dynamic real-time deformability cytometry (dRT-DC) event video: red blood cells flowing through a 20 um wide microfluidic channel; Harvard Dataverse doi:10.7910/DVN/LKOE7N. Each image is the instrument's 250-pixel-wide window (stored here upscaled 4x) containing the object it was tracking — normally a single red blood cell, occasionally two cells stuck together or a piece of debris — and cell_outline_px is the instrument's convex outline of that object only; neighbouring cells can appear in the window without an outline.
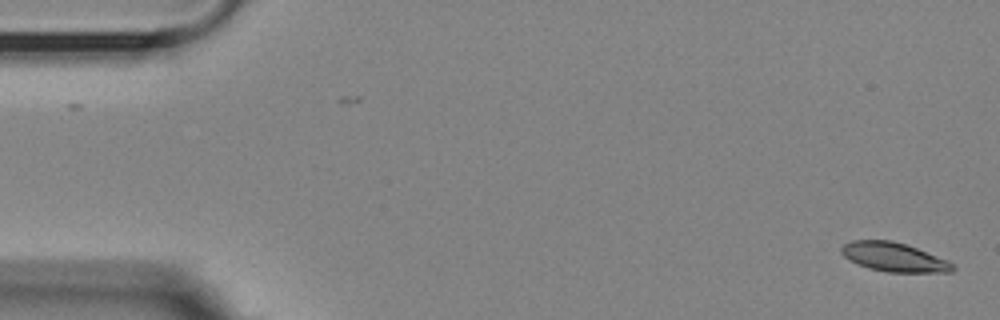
{"species": "Egyptian fruit bat (a non-hibernating species)", "species_latin": "Rousettus aegyptiacus", "temperature_condition": "room temperature", "stored_images_in_passage": 34, "camera_frame_rate_fps": 3000, "um_per_image_px": 0.085, "animal": {"sex": "female"}, "frame": {"image": 1, "passage_image": 1, "time_ms": 0.0, "image_size_px": [1000, 320], "cell_outline_px": [[956, 268], [952, 272], [888, 272], [868, 268], [844, 256], [840, 252], [840, 248], [844, 244], [852, 240], [892, 240], [916, 248], [948, 260]], "centroid_in_image_um": [75.99, 21.85], "position_along_channel_um": 9.0, "area_um2": 18.61}}
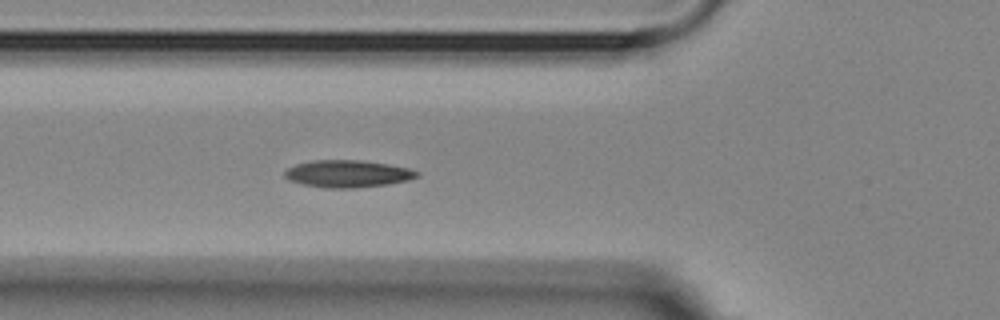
{"frame": {"image": 2, "passage_image": 19, "time_ms": 6.0, "image_size_px": [1000, 320], "cell_outline_px": [[420, 176], [408, 180], [388, 184], [356, 188], [324, 188], [304, 184], [288, 180], [284, 176], [284, 172], [288, 168], [296, 164], [316, 160], [356, 160], [388, 164], [408, 168], [420, 172]], "centroid_in_image_um": [29.56, 14.77], "position_along_channel_um": 96.2, "area_um2": 20.92}}
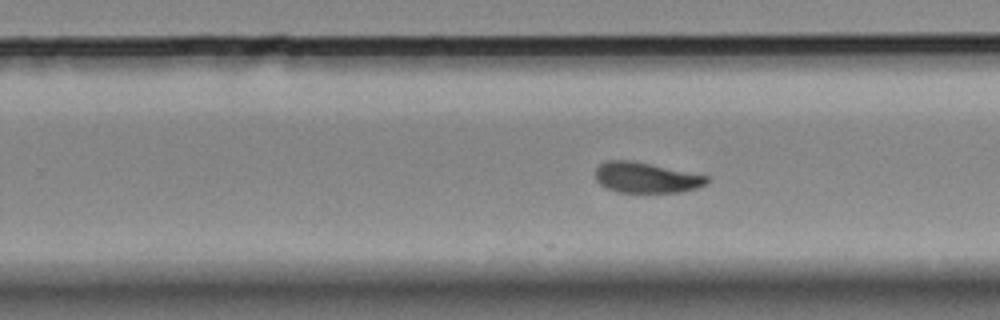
{"frame": {"image": 3, "passage_image": 34, "time_ms": 11.0, "image_size_px": [1000, 320], "cell_outline_px": [[708, 184], [696, 188], [680, 192], [616, 192], [600, 184], [596, 180], [596, 168], [600, 164], [608, 160], [628, 160], [708, 176]], "centroid_in_image_um": [54.9, 15.11], "position_along_channel_um": 274.9, "area_um2": 19.48}}